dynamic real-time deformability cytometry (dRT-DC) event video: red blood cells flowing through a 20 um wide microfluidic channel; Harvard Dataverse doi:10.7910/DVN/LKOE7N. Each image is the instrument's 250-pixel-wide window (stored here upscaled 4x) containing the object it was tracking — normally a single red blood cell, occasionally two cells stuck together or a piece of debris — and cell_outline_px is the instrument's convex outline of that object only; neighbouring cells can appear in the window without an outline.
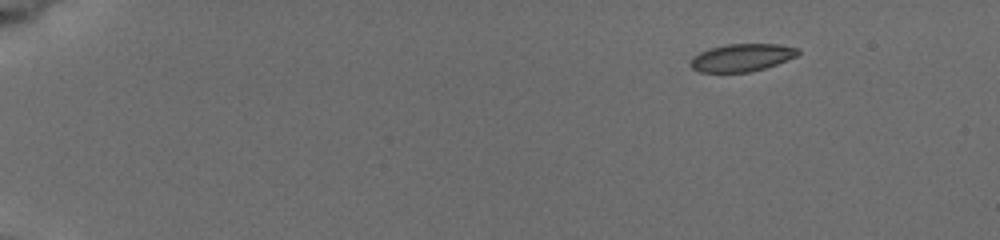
{"species": "common noctule bat (a hibernating species)", "species_latin": "Nyctalus noctula", "temperature_condition": "cold", "stored_images_in_passage": 6, "camera_frame_rate_fps": 3000, "um_per_image_px": 0.085, "animal": {"sex": "female", "body_mass_g": 19.5, "forearm_length_mm": 54.1}, "frame": {"image": 1, "passage_image": 1, "time_ms": 0.0, "image_size_px": [1000, 240], "cell_outline_px": [[800, 52], [796, 56], [776, 64], [764, 68], [748, 72], [700, 72], [692, 68], [688, 64], [692, 56], [708, 48], [724, 44], [780, 44], [800, 48]], "centroid_in_image_um": [63.02, 4.88], "position_along_channel_um": 22.0, "area_um2": 17.46}}
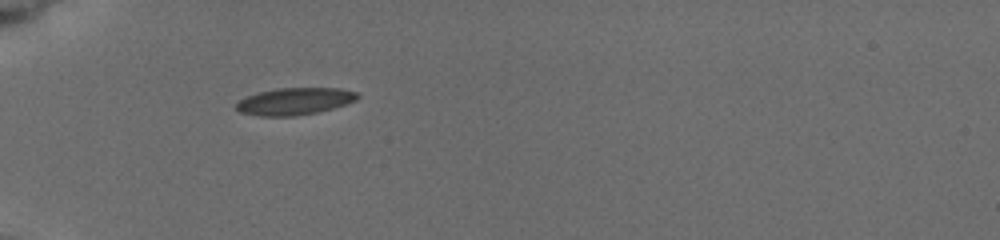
{"frame": {"image": 2, "passage_image": 5, "time_ms": 4.0, "image_size_px": [1000, 240], "cell_outline_px": [[360, 96], [356, 100], [332, 108], [316, 112], [292, 116], [260, 116], [240, 112], [236, 108], [236, 104], [240, 100], [248, 96], [260, 92], [276, 88], [340, 88], [360, 92]], "centroid_in_image_um": [25.08, 8.6], "position_along_channel_um": 59.9, "area_um2": 18.96}}